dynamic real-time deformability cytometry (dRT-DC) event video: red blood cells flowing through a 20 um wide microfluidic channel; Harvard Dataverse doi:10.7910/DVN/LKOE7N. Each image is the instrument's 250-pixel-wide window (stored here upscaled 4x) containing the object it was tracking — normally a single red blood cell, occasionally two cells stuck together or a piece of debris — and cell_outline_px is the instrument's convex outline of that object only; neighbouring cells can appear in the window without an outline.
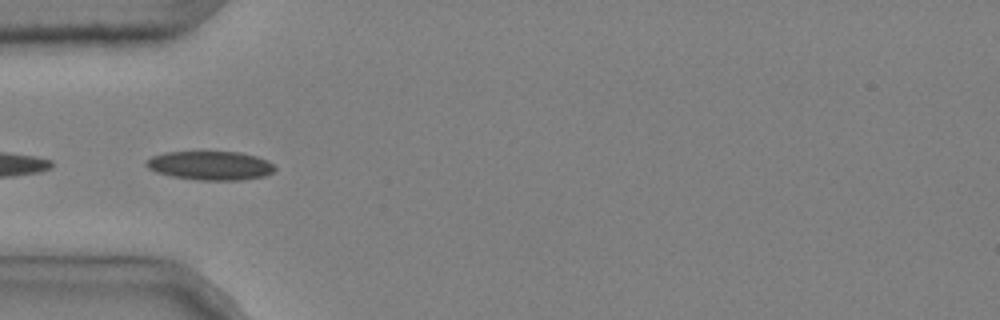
{"species": "common noctule bat (a hibernating species)", "species_latin": "Nyctalus noctula", "temperature_condition": "cold", "stored_images_in_passage": 22, "camera_frame_rate_fps": 3000, "um_per_image_px": 0.085, "animal": {"sex": "male", "body_mass_g": 20.4}, "frame": {"image": 1, "passage_image": 17, "time_ms": 5.333, "image_size_px": [1000, 320], "cell_outline_px": [[276, 168], [272, 172], [264, 176], [240, 180], [196, 180], [172, 176], [156, 172], [148, 168], [144, 164], [152, 156], [164, 152], [240, 152], [256, 156], [268, 160]], "centroid_in_image_um": [17.87, 14.07], "position_along_channel_um": 67.1, "area_um2": 21.62}}